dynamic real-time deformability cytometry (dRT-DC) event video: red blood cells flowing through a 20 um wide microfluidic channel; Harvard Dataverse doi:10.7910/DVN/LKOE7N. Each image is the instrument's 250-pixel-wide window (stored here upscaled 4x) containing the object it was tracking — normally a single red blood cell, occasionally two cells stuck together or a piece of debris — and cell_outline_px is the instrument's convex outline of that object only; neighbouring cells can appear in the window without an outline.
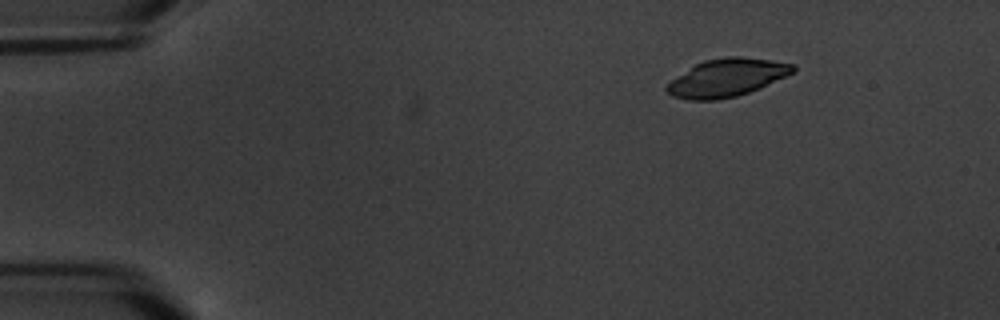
{"species": "common noctule bat (a hibernating species)", "species_latin": "Nyctalus noctula", "temperature_condition": "warm", "stored_images_in_passage": 7, "camera_frame_rate_fps": 3000, "um_per_image_px": 0.085, "animal": {"sex": "male", "body_mass_g": 20.1, "forearm_length_mm": 53.5}, "frame": {"image": 1, "passage_image": 7, "time_ms": 7.0, "image_size_px": [1000, 320], "cell_outline_px": [[796, 72], [760, 88], [736, 96], [716, 100], [688, 100], [672, 96], [664, 88], [672, 80], [696, 64], [704, 60], [724, 56], [740, 56], [772, 60], [796, 64]], "centroid_in_image_um": [61.83, 6.59], "position_along_channel_um": 23.2, "area_um2": 27.86}}